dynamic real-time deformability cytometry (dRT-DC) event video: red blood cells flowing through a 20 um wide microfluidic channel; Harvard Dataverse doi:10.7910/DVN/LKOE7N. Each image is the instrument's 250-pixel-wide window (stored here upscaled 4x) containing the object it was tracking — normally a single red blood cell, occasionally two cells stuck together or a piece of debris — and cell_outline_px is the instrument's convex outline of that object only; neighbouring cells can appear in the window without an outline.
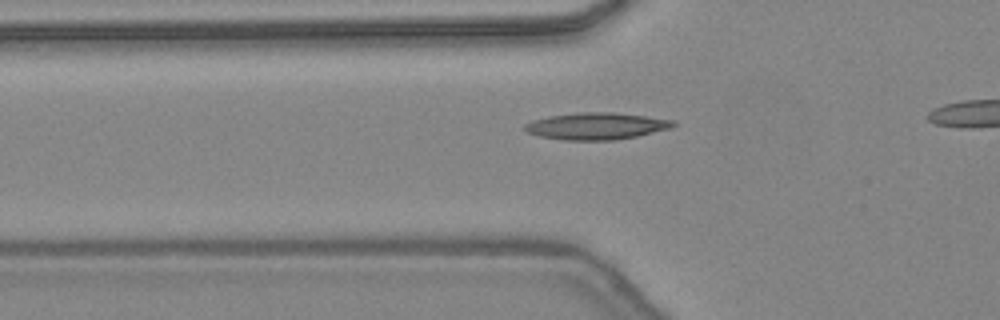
{"species": "common noctule bat (a hibernating species)", "species_latin": "Nyctalus noctula", "temperature_condition": "warm", "stored_images_in_passage": 27, "camera_frame_rate_fps": 3000, "um_per_image_px": 0.085, "animal": {"sex": "female", "body_mass_g": 24.6, "forearm_length_mm": 56.2}, "frame": {"image": 1, "passage_image": 5, "time_ms": 1.333, "image_size_px": [1000, 320], "cell_outline_px": [[676, 124], [672, 128], [636, 136], [616, 140], [564, 140], [540, 136], [528, 132], [524, 128], [524, 124], [532, 120], [548, 116], [580, 112], [612, 112], [676, 120]], "centroid_in_image_um": [50.7, 10.71], "position_along_channel_um": 75.1, "area_um2": 23.24}}
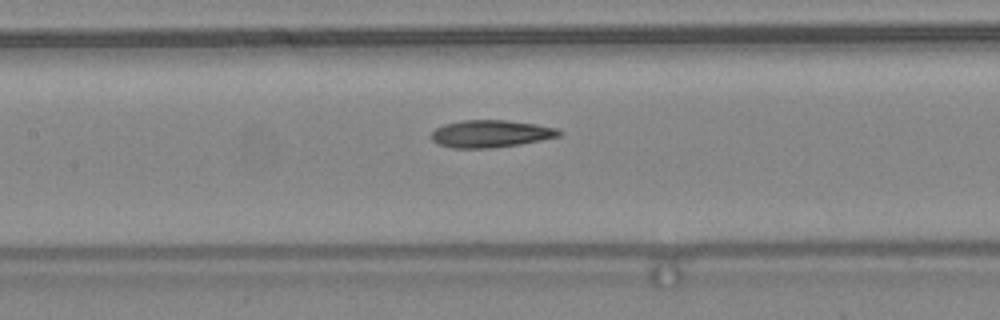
{"frame": {"image": 2, "passage_image": 11, "time_ms": 3.333, "image_size_px": [1000, 320], "cell_outline_px": [[564, 132], [560, 136], [520, 144], [492, 148], [452, 148], [436, 144], [432, 140], [432, 132], [436, 128], [444, 124], [460, 120], [508, 120], [536, 124], [560, 128]], "centroid_in_image_um": [41.73, 11.36], "position_along_channel_um": 165.7, "area_um2": 20.58}}
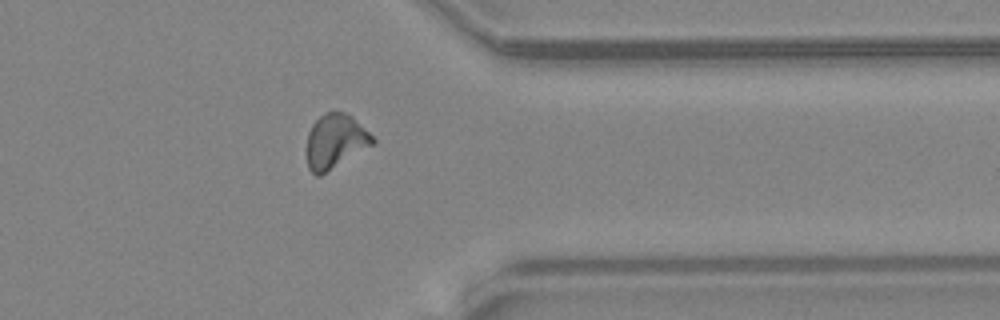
{"frame": {"image": 3, "passage_image": 26, "time_ms": 8.333, "image_size_px": [1000, 320], "cell_outline_px": [[376, 144], [320, 176], [316, 176], [308, 168], [308, 132], [312, 124], [324, 112], [332, 108], [344, 112], [352, 116], [376, 140]], "centroid_in_image_um": [28.52, 11.99], "position_along_channel_um": 382.9, "area_um2": 21.15}}